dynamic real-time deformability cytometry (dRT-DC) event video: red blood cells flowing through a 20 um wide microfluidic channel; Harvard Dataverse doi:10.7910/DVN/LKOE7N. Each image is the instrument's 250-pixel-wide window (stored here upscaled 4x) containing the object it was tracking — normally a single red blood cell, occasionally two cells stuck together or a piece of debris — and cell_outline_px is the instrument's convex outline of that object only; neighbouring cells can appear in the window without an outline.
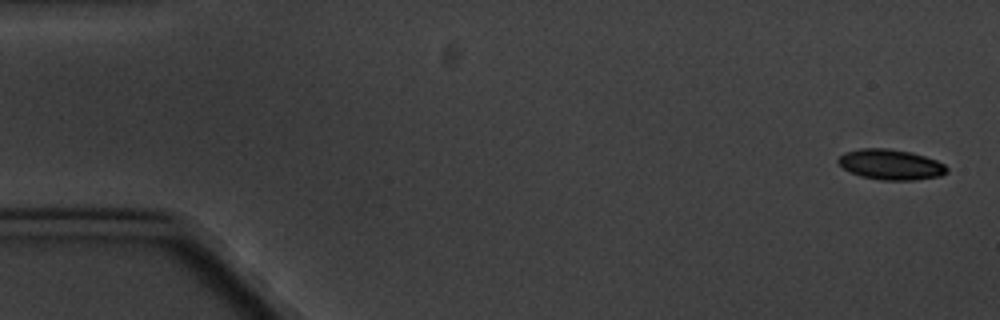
{"species": "common noctule bat (a hibernating species)", "species_latin": "Nyctalus noctula", "temperature_condition": "cold", "stored_images_in_passage": 6, "camera_frame_rate_fps": 3000, "um_per_image_px": 0.085, "animal": {"sex": "male", "body_mass_g": 20.1, "forearm_length_mm": 53.5}, "frame": {"image": 1, "passage_image": 1, "time_ms": 0.0, "image_size_px": [1000, 320], "cell_outline_px": [[948, 172], [940, 176], [916, 180], [880, 180], [860, 176], [844, 168], [836, 160], [844, 152], [860, 148], [888, 148], [912, 152], [936, 160], [944, 164], [948, 168]], "centroid_in_image_um": [75.72, 13.98], "position_along_channel_um": 9.3, "area_um2": 19.31}}
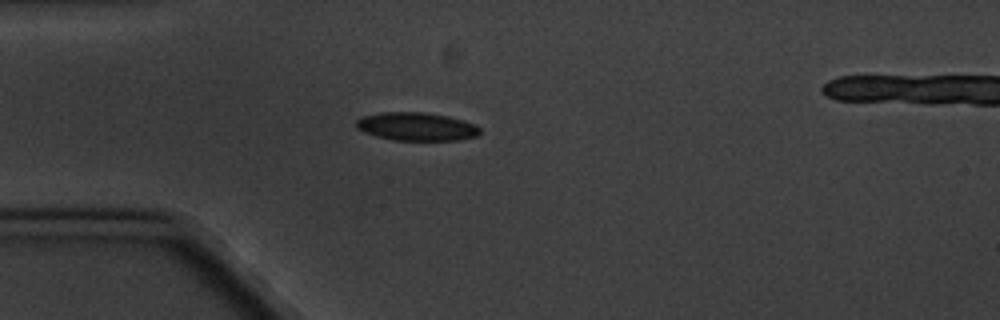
{"frame": {"image": 2, "passage_image": 5, "time_ms": 4.667, "image_size_px": [1000, 320], "cell_outline_px": [[480, 132], [476, 136], [460, 140], [392, 140], [376, 136], [364, 132], [356, 128], [356, 120], [360, 116], [380, 112], [424, 112], [448, 116], [464, 120], [476, 124], [480, 128]], "centroid_in_image_um": [35.39, 10.75], "position_along_channel_um": 49.6, "area_um2": 20.58}}